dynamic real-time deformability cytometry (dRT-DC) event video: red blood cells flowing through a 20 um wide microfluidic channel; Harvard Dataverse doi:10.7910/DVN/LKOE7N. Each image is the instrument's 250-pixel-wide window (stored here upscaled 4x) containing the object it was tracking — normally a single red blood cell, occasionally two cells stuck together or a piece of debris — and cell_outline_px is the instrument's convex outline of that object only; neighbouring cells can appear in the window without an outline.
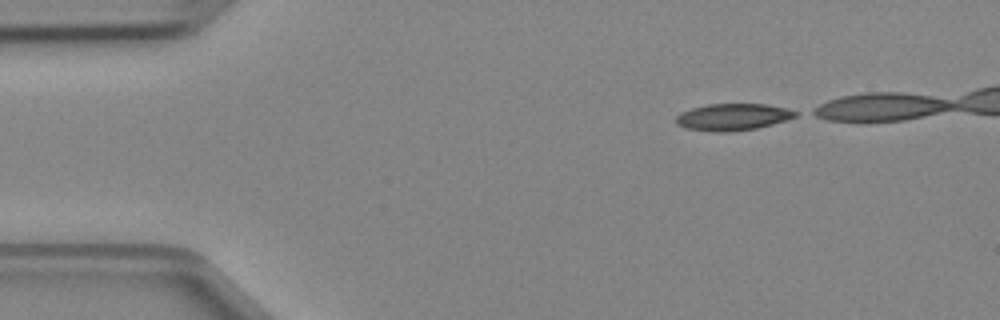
{"species": "Egyptian fruit bat (a non-hibernating species)", "species_latin": "Rousettus aegyptiacus", "temperature_condition": "cold", "stored_images_in_passage": 33, "camera_frame_rate_fps": 3000, "um_per_image_px": 0.085, "animal": {"sex": "female"}, "frame": {"image": 1, "passage_image": 1, "time_ms": 0.0, "image_size_px": [1000, 320], "cell_outline_px": [[796, 116], [772, 124], [756, 128], [728, 132], [712, 132], [684, 128], [676, 124], [676, 116], [680, 112], [692, 108], [708, 104], [768, 104], [788, 108], [796, 112]], "centroid_in_image_um": [62.24, 9.94], "position_along_channel_um": 22.8, "area_um2": 18.67}}